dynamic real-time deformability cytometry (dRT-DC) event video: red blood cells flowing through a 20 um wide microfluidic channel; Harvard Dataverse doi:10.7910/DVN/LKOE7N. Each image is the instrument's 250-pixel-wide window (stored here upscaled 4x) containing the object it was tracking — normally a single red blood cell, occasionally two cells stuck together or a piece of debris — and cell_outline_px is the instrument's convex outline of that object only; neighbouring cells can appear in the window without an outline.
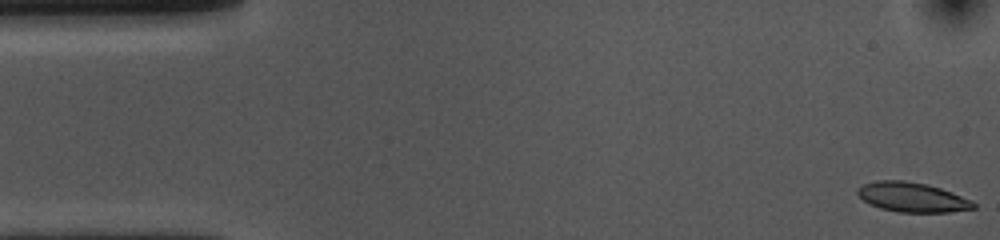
{"species": "common noctule bat (a hibernating species)", "species_latin": "Nyctalus noctula", "temperature_condition": "cold", "stored_images_in_passage": 53, "camera_frame_rate_fps": 3000, "um_per_image_px": 0.085, "animal": {"sex": "female", "body_mass_g": 10.0, "forearm_length_mm": 53.1}, "frame": {"image": 1, "passage_image": 1, "time_ms": 0.0, "image_size_px": [1000, 240], "cell_outline_px": [[976, 208], [948, 212], [900, 212], [880, 208], [864, 200], [856, 192], [856, 188], [864, 184], [876, 180], [904, 180], [928, 184], [952, 192], [972, 200], [976, 204]], "centroid_in_image_um": [77.55, 16.75], "position_along_channel_um": 7.4, "area_um2": 20.0}}
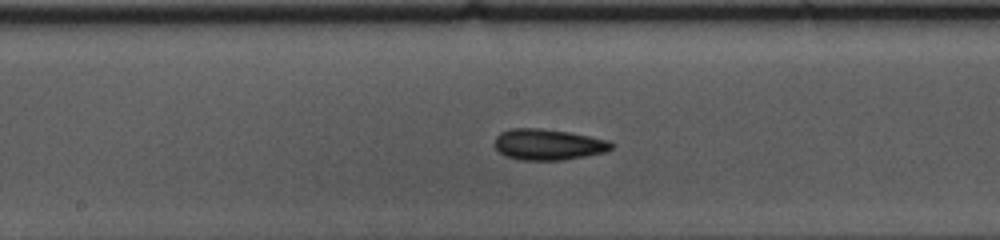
{"frame": {"image": 2, "passage_image": 26, "time_ms": 8.333, "image_size_px": [1000, 240], "cell_outline_px": [[616, 144], [608, 152], [564, 160], [520, 160], [504, 156], [492, 144], [496, 136], [500, 132], [512, 128], [540, 128], [568, 132], [612, 140]], "centroid_in_image_um": [46.62, 12.28], "position_along_channel_um": 201.6, "area_um2": 21.56}}
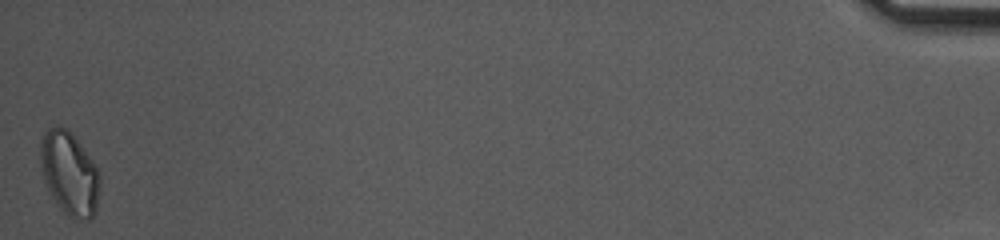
{"frame": {"image": 3, "passage_image": 53, "time_ms": 17.333, "image_size_px": [1000, 240], "cell_outline_px": [[100, 188], [96, 212], [92, 220], [72, 220], [60, 208], [52, 196], [44, 180], [40, 160], [40, 144], [44, 132], [48, 128], [56, 124], [60, 124], [68, 128], [72, 132], [96, 164], [100, 172]], "centroid_in_image_um": [5.93, 14.73], "position_along_channel_um": 429.3, "area_um2": 29.65}, "authors_computed_cell_mechanics": {"area_um2": 20.7502, "velocity_mm_per_s": 3.6635, "shape_relaxation_time_tau1_ms": 2.5961, "shape_relaxation_time_tau2_ms": 2.8721, "deformation_change_tau1": 0.108, "deformation_change_tau2": 0.0963}}